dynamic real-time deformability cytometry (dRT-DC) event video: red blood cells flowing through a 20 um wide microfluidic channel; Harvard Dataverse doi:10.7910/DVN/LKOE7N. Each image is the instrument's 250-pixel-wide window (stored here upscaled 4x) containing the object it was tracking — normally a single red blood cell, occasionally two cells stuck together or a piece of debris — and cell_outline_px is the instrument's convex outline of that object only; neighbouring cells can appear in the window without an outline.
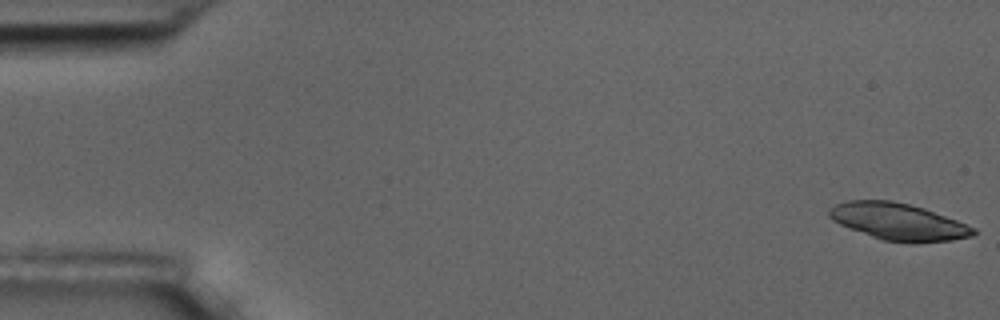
{"species": "common noctule bat (a hibernating species)", "species_latin": "Nyctalus noctula", "temperature_condition": "room temperature", "stored_images_in_passage": 55, "camera_frame_rate_fps": 3000, "um_per_image_px": 0.085, "animal": {"sex": "male", "body_mass_g": 17.5, "forearm_length_mm": 52.3}, "frame": {"image": 1, "passage_image": 1, "time_ms": 0.0, "image_size_px": [1000, 320], "cell_outline_px": [[976, 232], [972, 236], [952, 240], [916, 244], [912, 244], [884, 240], [872, 236], [840, 224], [832, 220], [828, 216], [828, 212], [836, 204], [848, 200], [892, 200], [924, 208], [956, 220], [976, 228]], "centroid_in_image_um": [76.38, 18.85], "position_along_channel_um": 8.6, "area_um2": 30.92}}
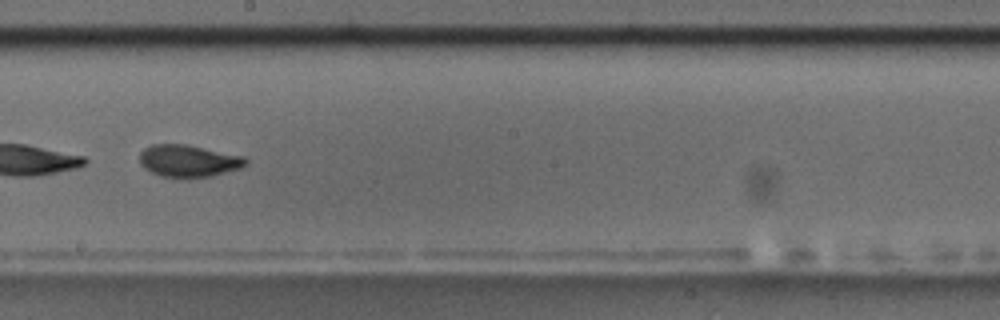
{"frame": {"image": 2, "passage_image": 32, "time_ms": 10.333, "image_size_px": [1000, 320], "cell_outline_px": [[248, 164], [240, 168], [212, 176], [188, 180], [160, 176], [144, 168], [140, 164], [140, 152], [144, 148], [152, 144], [188, 144], [244, 156], [248, 160]], "centroid_in_image_um": [16.03, 13.7], "position_along_channel_um": 232.2, "area_um2": 20.46}}